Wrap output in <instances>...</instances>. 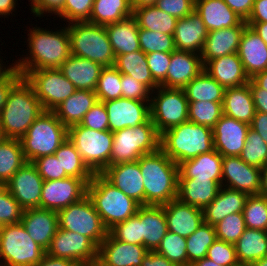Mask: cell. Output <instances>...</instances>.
<instances>
[{
    "label": "cell",
    "mask_w": 267,
    "mask_h": 266,
    "mask_svg": "<svg viewBox=\"0 0 267 266\" xmlns=\"http://www.w3.org/2000/svg\"><path fill=\"white\" fill-rule=\"evenodd\" d=\"M245 22L267 23V0H255L252 11Z\"/></svg>",
    "instance_id": "cell-66"
},
{
    "label": "cell",
    "mask_w": 267,
    "mask_h": 266,
    "mask_svg": "<svg viewBox=\"0 0 267 266\" xmlns=\"http://www.w3.org/2000/svg\"><path fill=\"white\" fill-rule=\"evenodd\" d=\"M144 183V205H163L178 196V165L160 148L138 160Z\"/></svg>",
    "instance_id": "cell-2"
},
{
    "label": "cell",
    "mask_w": 267,
    "mask_h": 266,
    "mask_svg": "<svg viewBox=\"0 0 267 266\" xmlns=\"http://www.w3.org/2000/svg\"><path fill=\"white\" fill-rule=\"evenodd\" d=\"M141 266H176L163 255L156 251H148L143 257Z\"/></svg>",
    "instance_id": "cell-68"
},
{
    "label": "cell",
    "mask_w": 267,
    "mask_h": 266,
    "mask_svg": "<svg viewBox=\"0 0 267 266\" xmlns=\"http://www.w3.org/2000/svg\"><path fill=\"white\" fill-rule=\"evenodd\" d=\"M50 30L37 26L32 29L29 27L28 53L24 58L22 54L20 59L12 62L18 71L59 68L69 58L71 46L67 26L56 29L57 31Z\"/></svg>",
    "instance_id": "cell-1"
},
{
    "label": "cell",
    "mask_w": 267,
    "mask_h": 266,
    "mask_svg": "<svg viewBox=\"0 0 267 266\" xmlns=\"http://www.w3.org/2000/svg\"><path fill=\"white\" fill-rule=\"evenodd\" d=\"M248 84L253 96L256 112L267 114V91L259 88L251 79Z\"/></svg>",
    "instance_id": "cell-64"
},
{
    "label": "cell",
    "mask_w": 267,
    "mask_h": 266,
    "mask_svg": "<svg viewBox=\"0 0 267 266\" xmlns=\"http://www.w3.org/2000/svg\"><path fill=\"white\" fill-rule=\"evenodd\" d=\"M248 196L244 192L221 186L216 198L203 209L204 222L215 226L228 215L243 213Z\"/></svg>",
    "instance_id": "cell-29"
},
{
    "label": "cell",
    "mask_w": 267,
    "mask_h": 266,
    "mask_svg": "<svg viewBox=\"0 0 267 266\" xmlns=\"http://www.w3.org/2000/svg\"><path fill=\"white\" fill-rule=\"evenodd\" d=\"M122 98L150 102L152 91L133 77L122 74L121 77Z\"/></svg>",
    "instance_id": "cell-59"
},
{
    "label": "cell",
    "mask_w": 267,
    "mask_h": 266,
    "mask_svg": "<svg viewBox=\"0 0 267 266\" xmlns=\"http://www.w3.org/2000/svg\"><path fill=\"white\" fill-rule=\"evenodd\" d=\"M237 53L249 78L267 70V44L248 25L241 35Z\"/></svg>",
    "instance_id": "cell-27"
},
{
    "label": "cell",
    "mask_w": 267,
    "mask_h": 266,
    "mask_svg": "<svg viewBox=\"0 0 267 266\" xmlns=\"http://www.w3.org/2000/svg\"><path fill=\"white\" fill-rule=\"evenodd\" d=\"M57 213L59 228L87 236L97 247L108 234L100 215L87 195Z\"/></svg>",
    "instance_id": "cell-12"
},
{
    "label": "cell",
    "mask_w": 267,
    "mask_h": 266,
    "mask_svg": "<svg viewBox=\"0 0 267 266\" xmlns=\"http://www.w3.org/2000/svg\"><path fill=\"white\" fill-rule=\"evenodd\" d=\"M157 0H131V5L133 8L141 5L154 4Z\"/></svg>",
    "instance_id": "cell-75"
},
{
    "label": "cell",
    "mask_w": 267,
    "mask_h": 266,
    "mask_svg": "<svg viewBox=\"0 0 267 266\" xmlns=\"http://www.w3.org/2000/svg\"><path fill=\"white\" fill-rule=\"evenodd\" d=\"M208 31L197 11L178 19L176 22L174 41L176 50L193 52L201 55Z\"/></svg>",
    "instance_id": "cell-26"
},
{
    "label": "cell",
    "mask_w": 267,
    "mask_h": 266,
    "mask_svg": "<svg viewBox=\"0 0 267 266\" xmlns=\"http://www.w3.org/2000/svg\"><path fill=\"white\" fill-rule=\"evenodd\" d=\"M138 27L154 32L174 35L177 18L159 10L154 4L133 8Z\"/></svg>",
    "instance_id": "cell-40"
},
{
    "label": "cell",
    "mask_w": 267,
    "mask_h": 266,
    "mask_svg": "<svg viewBox=\"0 0 267 266\" xmlns=\"http://www.w3.org/2000/svg\"><path fill=\"white\" fill-rule=\"evenodd\" d=\"M43 112L32 86L22 77L11 88L0 112V123L6 139L20 140Z\"/></svg>",
    "instance_id": "cell-3"
},
{
    "label": "cell",
    "mask_w": 267,
    "mask_h": 266,
    "mask_svg": "<svg viewBox=\"0 0 267 266\" xmlns=\"http://www.w3.org/2000/svg\"><path fill=\"white\" fill-rule=\"evenodd\" d=\"M0 73L6 68V66L2 63L3 62V57L0 56Z\"/></svg>",
    "instance_id": "cell-80"
},
{
    "label": "cell",
    "mask_w": 267,
    "mask_h": 266,
    "mask_svg": "<svg viewBox=\"0 0 267 266\" xmlns=\"http://www.w3.org/2000/svg\"><path fill=\"white\" fill-rule=\"evenodd\" d=\"M66 26L70 37L71 55L89 59L103 67L114 65L115 54L105 26L88 21H74Z\"/></svg>",
    "instance_id": "cell-7"
},
{
    "label": "cell",
    "mask_w": 267,
    "mask_h": 266,
    "mask_svg": "<svg viewBox=\"0 0 267 266\" xmlns=\"http://www.w3.org/2000/svg\"><path fill=\"white\" fill-rule=\"evenodd\" d=\"M149 70L153 79L160 84L165 78L171 62V53L152 52L146 54Z\"/></svg>",
    "instance_id": "cell-61"
},
{
    "label": "cell",
    "mask_w": 267,
    "mask_h": 266,
    "mask_svg": "<svg viewBox=\"0 0 267 266\" xmlns=\"http://www.w3.org/2000/svg\"><path fill=\"white\" fill-rule=\"evenodd\" d=\"M7 190V183L0 180V196Z\"/></svg>",
    "instance_id": "cell-78"
},
{
    "label": "cell",
    "mask_w": 267,
    "mask_h": 266,
    "mask_svg": "<svg viewBox=\"0 0 267 266\" xmlns=\"http://www.w3.org/2000/svg\"><path fill=\"white\" fill-rule=\"evenodd\" d=\"M255 0H224V2L244 21L252 11Z\"/></svg>",
    "instance_id": "cell-65"
},
{
    "label": "cell",
    "mask_w": 267,
    "mask_h": 266,
    "mask_svg": "<svg viewBox=\"0 0 267 266\" xmlns=\"http://www.w3.org/2000/svg\"><path fill=\"white\" fill-rule=\"evenodd\" d=\"M246 228L267 231V198L249 195L243 209Z\"/></svg>",
    "instance_id": "cell-50"
},
{
    "label": "cell",
    "mask_w": 267,
    "mask_h": 266,
    "mask_svg": "<svg viewBox=\"0 0 267 266\" xmlns=\"http://www.w3.org/2000/svg\"><path fill=\"white\" fill-rule=\"evenodd\" d=\"M45 253L21 223L1 227L0 257L4 266H35Z\"/></svg>",
    "instance_id": "cell-10"
},
{
    "label": "cell",
    "mask_w": 267,
    "mask_h": 266,
    "mask_svg": "<svg viewBox=\"0 0 267 266\" xmlns=\"http://www.w3.org/2000/svg\"><path fill=\"white\" fill-rule=\"evenodd\" d=\"M39 175L46 180H59L68 177L65 171H62L60 161L55 155L42 156L32 162Z\"/></svg>",
    "instance_id": "cell-57"
},
{
    "label": "cell",
    "mask_w": 267,
    "mask_h": 266,
    "mask_svg": "<svg viewBox=\"0 0 267 266\" xmlns=\"http://www.w3.org/2000/svg\"><path fill=\"white\" fill-rule=\"evenodd\" d=\"M22 74L11 64L0 73V112L11 88L22 78Z\"/></svg>",
    "instance_id": "cell-62"
},
{
    "label": "cell",
    "mask_w": 267,
    "mask_h": 266,
    "mask_svg": "<svg viewBox=\"0 0 267 266\" xmlns=\"http://www.w3.org/2000/svg\"><path fill=\"white\" fill-rule=\"evenodd\" d=\"M222 160L215 149L178 164V179H222Z\"/></svg>",
    "instance_id": "cell-33"
},
{
    "label": "cell",
    "mask_w": 267,
    "mask_h": 266,
    "mask_svg": "<svg viewBox=\"0 0 267 266\" xmlns=\"http://www.w3.org/2000/svg\"><path fill=\"white\" fill-rule=\"evenodd\" d=\"M245 229L243 213H233L215 225L216 238L235 244Z\"/></svg>",
    "instance_id": "cell-52"
},
{
    "label": "cell",
    "mask_w": 267,
    "mask_h": 266,
    "mask_svg": "<svg viewBox=\"0 0 267 266\" xmlns=\"http://www.w3.org/2000/svg\"><path fill=\"white\" fill-rule=\"evenodd\" d=\"M250 125L224 115L212 128L214 149L221 156H239Z\"/></svg>",
    "instance_id": "cell-19"
},
{
    "label": "cell",
    "mask_w": 267,
    "mask_h": 266,
    "mask_svg": "<svg viewBox=\"0 0 267 266\" xmlns=\"http://www.w3.org/2000/svg\"><path fill=\"white\" fill-rule=\"evenodd\" d=\"M20 223L29 236L45 251L50 247L52 238L59 228L58 213L43 208L24 210Z\"/></svg>",
    "instance_id": "cell-23"
},
{
    "label": "cell",
    "mask_w": 267,
    "mask_h": 266,
    "mask_svg": "<svg viewBox=\"0 0 267 266\" xmlns=\"http://www.w3.org/2000/svg\"><path fill=\"white\" fill-rule=\"evenodd\" d=\"M239 157L248 165L263 168L267 165V144L260 135L249 128L247 138Z\"/></svg>",
    "instance_id": "cell-49"
},
{
    "label": "cell",
    "mask_w": 267,
    "mask_h": 266,
    "mask_svg": "<svg viewBox=\"0 0 267 266\" xmlns=\"http://www.w3.org/2000/svg\"><path fill=\"white\" fill-rule=\"evenodd\" d=\"M103 103L108 114L109 130L113 133L141 125L151 118L150 102L118 98Z\"/></svg>",
    "instance_id": "cell-18"
},
{
    "label": "cell",
    "mask_w": 267,
    "mask_h": 266,
    "mask_svg": "<svg viewBox=\"0 0 267 266\" xmlns=\"http://www.w3.org/2000/svg\"><path fill=\"white\" fill-rule=\"evenodd\" d=\"M207 258L221 266H238L235 245L216 239L208 248Z\"/></svg>",
    "instance_id": "cell-55"
},
{
    "label": "cell",
    "mask_w": 267,
    "mask_h": 266,
    "mask_svg": "<svg viewBox=\"0 0 267 266\" xmlns=\"http://www.w3.org/2000/svg\"><path fill=\"white\" fill-rule=\"evenodd\" d=\"M202 71H204V66L201 55L174 50L171 52V62L166 78L159 85L167 88H184Z\"/></svg>",
    "instance_id": "cell-22"
},
{
    "label": "cell",
    "mask_w": 267,
    "mask_h": 266,
    "mask_svg": "<svg viewBox=\"0 0 267 266\" xmlns=\"http://www.w3.org/2000/svg\"><path fill=\"white\" fill-rule=\"evenodd\" d=\"M259 88L267 91V70L255 74L250 78Z\"/></svg>",
    "instance_id": "cell-72"
},
{
    "label": "cell",
    "mask_w": 267,
    "mask_h": 266,
    "mask_svg": "<svg viewBox=\"0 0 267 266\" xmlns=\"http://www.w3.org/2000/svg\"><path fill=\"white\" fill-rule=\"evenodd\" d=\"M35 266H82L81 264L65 258L53 257L47 253Z\"/></svg>",
    "instance_id": "cell-69"
},
{
    "label": "cell",
    "mask_w": 267,
    "mask_h": 266,
    "mask_svg": "<svg viewBox=\"0 0 267 266\" xmlns=\"http://www.w3.org/2000/svg\"><path fill=\"white\" fill-rule=\"evenodd\" d=\"M16 1L18 0H0V17L7 18L12 15L18 4Z\"/></svg>",
    "instance_id": "cell-70"
},
{
    "label": "cell",
    "mask_w": 267,
    "mask_h": 266,
    "mask_svg": "<svg viewBox=\"0 0 267 266\" xmlns=\"http://www.w3.org/2000/svg\"><path fill=\"white\" fill-rule=\"evenodd\" d=\"M154 5L177 19L184 18L195 10V0H157Z\"/></svg>",
    "instance_id": "cell-60"
},
{
    "label": "cell",
    "mask_w": 267,
    "mask_h": 266,
    "mask_svg": "<svg viewBox=\"0 0 267 266\" xmlns=\"http://www.w3.org/2000/svg\"><path fill=\"white\" fill-rule=\"evenodd\" d=\"M155 93V94H154ZM189 102L183 88L158 86L151 93V121L159 134L189 121Z\"/></svg>",
    "instance_id": "cell-11"
},
{
    "label": "cell",
    "mask_w": 267,
    "mask_h": 266,
    "mask_svg": "<svg viewBox=\"0 0 267 266\" xmlns=\"http://www.w3.org/2000/svg\"><path fill=\"white\" fill-rule=\"evenodd\" d=\"M162 206L168 231L180 236L187 238L204 222L203 209L183 203L178 198Z\"/></svg>",
    "instance_id": "cell-24"
},
{
    "label": "cell",
    "mask_w": 267,
    "mask_h": 266,
    "mask_svg": "<svg viewBox=\"0 0 267 266\" xmlns=\"http://www.w3.org/2000/svg\"><path fill=\"white\" fill-rule=\"evenodd\" d=\"M68 139L94 174H101L109 166L113 147L110 130L96 131L76 124L68 128Z\"/></svg>",
    "instance_id": "cell-9"
},
{
    "label": "cell",
    "mask_w": 267,
    "mask_h": 266,
    "mask_svg": "<svg viewBox=\"0 0 267 266\" xmlns=\"http://www.w3.org/2000/svg\"><path fill=\"white\" fill-rule=\"evenodd\" d=\"M54 155L60 161L62 171H65L68 177L93 178L94 173L84 163L80 153L69 139L55 151Z\"/></svg>",
    "instance_id": "cell-43"
},
{
    "label": "cell",
    "mask_w": 267,
    "mask_h": 266,
    "mask_svg": "<svg viewBox=\"0 0 267 266\" xmlns=\"http://www.w3.org/2000/svg\"><path fill=\"white\" fill-rule=\"evenodd\" d=\"M141 245L148 251H156L168 231L162 205L140 206Z\"/></svg>",
    "instance_id": "cell-31"
},
{
    "label": "cell",
    "mask_w": 267,
    "mask_h": 266,
    "mask_svg": "<svg viewBox=\"0 0 267 266\" xmlns=\"http://www.w3.org/2000/svg\"><path fill=\"white\" fill-rule=\"evenodd\" d=\"M188 119L197 125L213 128L223 116V102L188 101Z\"/></svg>",
    "instance_id": "cell-46"
},
{
    "label": "cell",
    "mask_w": 267,
    "mask_h": 266,
    "mask_svg": "<svg viewBox=\"0 0 267 266\" xmlns=\"http://www.w3.org/2000/svg\"><path fill=\"white\" fill-rule=\"evenodd\" d=\"M160 149L177 165L214 150L212 128L187 121L160 134Z\"/></svg>",
    "instance_id": "cell-4"
},
{
    "label": "cell",
    "mask_w": 267,
    "mask_h": 266,
    "mask_svg": "<svg viewBox=\"0 0 267 266\" xmlns=\"http://www.w3.org/2000/svg\"><path fill=\"white\" fill-rule=\"evenodd\" d=\"M221 187V180L178 179L177 198L186 204L204 209L215 198Z\"/></svg>",
    "instance_id": "cell-34"
},
{
    "label": "cell",
    "mask_w": 267,
    "mask_h": 266,
    "mask_svg": "<svg viewBox=\"0 0 267 266\" xmlns=\"http://www.w3.org/2000/svg\"><path fill=\"white\" fill-rule=\"evenodd\" d=\"M133 16L131 0H94L88 22L106 26Z\"/></svg>",
    "instance_id": "cell-41"
},
{
    "label": "cell",
    "mask_w": 267,
    "mask_h": 266,
    "mask_svg": "<svg viewBox=\"0 0 267 266\" xmlns=\"http://www.w3.org/2000/svg\"><path fill=\"white\" fill-rule=\"evenodd\" d=\"M251 266H267V257L254 261Z\"/></svg>",
    "instance_id": "cell-76"
},
{
    "label": "cell",
    "mask_w": 267,
    "mask_h": 266,
    "mask_svg": "<svg viewBox=\"0 0 267 266\" xmlns=\"http://www.w3.org/2000/svg\"><path fill=\"white\" fill-rule=\"evenodd\" d=\"M160 148V134L151 118L141 125L128 127L113 133L111 165L138 161L141 156Z\"/></svg>",
    "instance_id": "cell-8"
},
{
    "label": "cell",
    "mask_w": 267,
    "mask_h": 266,
    "mask_svg": "<svg viewBox=\"0 0 267 266\" xmlns=\"http://www.w3.org/2000/svg\"><path fill=\"white\" fill-rule=\"evenodd\" d=\"M188 101L223 102L225 88L202 71L183 88Z\"/></svg>",
    "instance_id": "cell-42"
},
{
    "label": "cell",
    "mask_w": 267,
    "mask_h": 266,
    "mask_svg": "<svg viewBox=\"0 0 267 266\" xmlns=\"http://www.w3.org/2000/svg\"><path fill=\"white\" fill-rule=\"evenodd\" d=\"M261 169L245 163L239 156H224L222 160L221 186L259 195Z\"/></svg>",
    "instance_id": "cell-16"
},
{
    "label": "cell",
    "mask_w": 267,
    "mask_h": 266,
    "mask_svg": "<svg viewBox=\"0 0 267 266\" xmlns=\"http://www.w3.org/2000/svg\"><path fill=\"white\" fill-rule=\"evenodd\" d=\"M108 233L116 240L141 245L140 207L134 216L114 225Z\"/></svg>",
    "instance_id": "cell-53"
},
{
    "label": "cell",
    "mask_w": 267,
    "mask_h": 266,
    "mask_svg": "<svg viewBox=\"0 0 267 266\" xmlns=\"http://www.w3.org/2000/svg\"><path fill=\"white\" fill-rule=\"evenodd\" d=\"M102 68L97 62L70 55L58 69L77 90L95 91Z\"/></svg>",
    "instance_id": "cell-30"
},
{
    "label": "cell",
    "mask_w": 267,
    "mask_h": 266,
    "mask_svg": "<svg viewBox=\"0 0 267 266\" xmlns=\"http://www.w3.org/2000/svg\"><path fill=\"white\" fill-rule=\"evenodd\" d=\"M223 114L251 125L255 116V104L249 84L226 88L223 99Z\"/></svg>",
    "instance_id": "cell-35"
},
{
    "label": "cell",
    "mask_w": 267,
    "mask_h": 266,
    "mask_svg": "<svg viewBox=\"0 0 267 266\" xmlns=\"http://www.w3.org/2000/svg\"><path fill=\"white\" fill-rule=\"evenodd\" d=\"M246 26V22L243 21L239 26L208 32L201 52L203 66L215 58L237 53L241 35Z\"/></svg>",
    "instance_id": "cell-25"
},
{
    "label": "cell",
    "mask_w": 267,
    "mask_h": 266,
    "mask_svg": "<svg viewBox=\"0 0 267 266\" xmlns=\"http://www.w3.org/2000/svg\"><path fill=\"white\" fill-rule=\"evenodd\" d=\"M215 226L203 222L199 228L186 238L188 266L207 256L208 248L216 240Z\"/></svg>",
    "instance_id": "cell-45"
},
{
    "label": "cell",
    "mask_w": 267,
    "mask_h": 266,
    "mask_svg": "<svg viewBox=\"0 0 267 266\" xmlns=\"http://www.w3.org/2000/svg\"><path fill=\"white\" fill-rule=\"evenodd\" d=\"M30 1L31 12L36 18H42L46 16L47 13L56 15L62 9L65 2V0H29V2Z\"/></svg>",
    "instance_id": "cell-63"
},
{
    "label": "cell",
    "mask_w": 267,
    "mask_h": 266,
    "mask_svg": "<svg viewBox=\"0 0 267 266\" xmlns=\"http://www.w3.org/2000/svg\"><path fill=\"white\" fill-rule=\"evenodd\" d=\"M26 162L20 140L5 139L0 143V180L7 183Z\"/></svg>",
    "instance_id": "cell-44"
},
{
    "label": "cell",
    "mask_w": 267,
    "mask_h": 266,
    "mask_svg": "<svg viewBox=\"0 0 267 266\" xmlns=\"http://www.w3.org/2000/svg\"><path fill=\"white\" fill-rule=\"evenodd\" d=\"M83 266H105V265L102 262H100L98 259H96Z\"/></svg>",
    "instance_id": "cell-77"
},
{
    "label": "cell",
    "mask_w": 267,
    "mask_h": 266,
    "mask_svg": "<svg viewBox=\"0 0 267 266\" xmlns=\"http://www.w3.org/2000/svg\"><path fill=\"white\" fill-rule=\"evenodd\" d=\"M6 139L4 133H3V129L0 123V143L3 142Z\"/></svg>",
    "instance_id": "cell-79"
},
{
    "label": "cell",
    "mask_w": 267,
    "mask_h": 266,
    "mask_svg": "<svg viewBox=\"0 0 267 266\" xmlns=\"http://www.w3.org/2000/svg\"><path fill=\"white\" fill-rule=\"evenodd\" d=\"M105 28L115 57L141 50L139 45V27L133 16L108 24Z\"/></svg>",
    "instance_id": "cell-37"
},
{
    "label": "cell",
    "mask_w": 267,
    "mask_h": 266,
    "mask_svg": "<svg viewBox=\"0 0 267 266\" xmlns=\"http://www.w3.org/2000/svg\"><path fill=\"white\" fill-rule=\"evenodd\" d=\"M24 209L15 200L12 194L6 190L0 196V225L20 223Z\"/></svg>",
    "instance_id": "cell-56"
},
{
    "label": "cell",
    "mask_w": 267,
    "mask_h": 266,
    "mask_svg": "<svg viewBox=\"0 0 267 266\" xmlns=\"http://www.w3.org/2000/svg\"><path fill=\"white\" fill-rule=\"evenodd\" d=\"M19 72L32 86L44 111H53L77 90L58 68Z\"/></svg>",
    "instance_id": "cell-13"
},
{
    "label": "cell",
    "mask_w": 267,
    "mask_h": 266,
    "mask_svg": "<svg viewBox=\"0 0 267 266\" xmlns=\"http://www.w3.org/2000/svg\"><path fill=\"white\" fill-rule=\"evenodd\" d=\"M92 179L66 177L46 180L42 186L40 208L60 211L87 195V184Z\"/></svg>",
    "instance_id": "cell-14"
},
{
    "label": "cell",
    "mask_w": 267,
    "mask_h": 266,
    "mask_svg": "<svg viewBox=\"0 0 267 266\" xmlns=\"http://www.w3.org/2000/svg\"><path fill=\"white\" fill-rule=\"evenodd\" d=\"M234 245L238 263L251 265L267 257V231L246 228Z\"/></svg>",
    "instance_id": "cell-38"
},
{
    "label": "cell",
    "mask_w": 267,
    "mask_h": 266,
    "mask_svg": "<svg viewBox=\"0 0 267 266\" xmlns=\"http://www.w3.org/2000/svg\"><path fill=\"white\" fill-rule=\"evenodd\" d=\"M44 180L32 162H26L7 182V190L26 210L40 208Z\"/></svg>",
    "instance_id": "cell-17"
},
{
    "label": "cell",
    "mask_w": 267,
    "mask_h": 266,
    "mask_svg": "<svg viewBox=\"0 0 267 266\" xmlns=\"http://www.w3.org/2000/svg\"><path fill=\"white\" fill-rule=\"evenodd\" d=\"M260 195L267 198V165L261 168Z\"/></svg>",
    "instance_id": "cell-73"
},
{
    "label": "cell",
    "mask_w": 267,
    "mask_h": 266,
    "mask_svg": "<svg viewBox=\"0 0 267 266\" xmlns=\"http://www.w3.org/2000/svg\"><path fill=\"white\" fill-rule=\"evenodd\" d=\"M191 266H221L211 259L205 257L203 259L195 261Z\"/></svg>",
    "instance_id": "cell-74"
},
{
    "label": "cell",
    "mask_w": 267,
    "mask_h": 266,
    "mask_svg": "<svg viewBox=\"0 0 267 266\" xmlns=\"http://www.w3.org/2000/svg\"><path fill=\"white\" fill-rule=\"evenodd\" d=\"M121 77L114 66L103 67L94 91L97 99L104 102L122 98Z\"/></svg>",
    "instance_id": "cell-47"
},
{
    "label": "cell",
    "mask_w": 267,
    "mask_h": 266,
    "mask_svg": "<svg viewBox=\"0 0 267 266\" xmlns=\"http://www.w3.org/2000/svg\"><path fill=\"white\" fill-rule=\"evenodd\" d=\"M94 0H65L62 9L56 17L71 23L74 21H88L92 11ZM66 19V20H65Z\"/></svg>",
    "instance_id": "cell-54"
},
{
    "label": "cell",
    "mask_w": 267,
    "mask_h": 266,
    "mask_svg": "<svg viewBox=\"0 0 267 266\" xmlns=\"http://www.w3.org/2000/svg\"><path fill=\"white\" fill-rule=\"evenodd\" d=\"M121 74H126L146 85L151 91L160 86L149 70L146 54L142 50L115 57L113 65Z\"/></svg>",
    "instance_id": "cell-39"
},
{
    "label": "cell",
    "mask_w": 267,
    "mask_h": 266,
    "mask_svg": "<svg viewBox=\"0 0 267 266\" xmlns=\"http://www.w3.org/2000/svg\"><path fill=\"white\" fill-rule=\"evenodd\" d=\"M101 175L125 195L144 205V178L138 161L108 166Z\"/></svg>",
    "instance_id": "cell-20"
},
{
    "label": "cell",
    "mask_w": 267,
    "mask_h": 266,
    "mask_svg": "<svg viewBox=\"0 0 267 266\" xmlns=\"http://www.w3.org/2000/svg\"><path fill=\"white\" fill-rule=\"evenodd\" d=\"M87 196L107 230L134 216L141 206L119 188L113 186L101 174H94L87 184Z\"/></svg>",
    "instance_id": "cell-5"
},
{
    "label": "cell",
    "mask_w": 267,
    "mask_h": 266,
    "mask_svg": "<svg viewBox=\"0 0 267 266\" xmlns=\"http://www.w3.org/2000/svg\"><path fill=\"white\" fill-rule=\"evenodd\" d=\"M195 11L201 16L208 32L239 26L244 21L224 0H195Z\"/></svg>",
    "instance_id": "cell-32"
},
{
    "label": "cell",
    "mask_w": 267,
    "mask_h": 266,
    "mask_svg": "<svg viewBox=\"0 0 267 266\" xmlns=\"http://www.w3.org/2000/svg\"><path fill=\"white\" fill-rule=\"evenodd\" d=\"M98 101L96 93L91 90H76L71 96L60 103L53 112L67 127L80 124L84 115Z\"/></svg>",
    "instance_id": "cell-36"
},
{
    "label": "cell",
    "mask_w": 267,
    "mask_h": 266,
    "mask_svg": "<svg viewBox=\"0 0 267 266\" xmlns=\"http://www.w3.org/2000/svg\"><path fill=\"white\" fill-rule=\"evenodd\" d=\"M148 250L114 239L109 233L98 247V260L105 266H141Z\"/></svg>",
    "instance_id": "cell-21"
},
{
    "label": "cell",
    "mask_w": 267,
    "mask_h": 266,
    "mask_svg": "<svg viewBox=\"0 0 267 266\" xmlns=\"http://www.w3.org/2000/svg\"><path fill=\"white\" fill-rule=\"evenodd\" d=\"M204 71L225 89L239 87L250 81L238 53L210 60L204 66Z\"/></svg>",
    "instance_id": "cell-28"
},
{
    "label": "cell",
    "mask_w": 267,
    "mask_h": 266,
    "mask_svg": "<svg viewBox=\"0 0 267 266\" xmlns=\"http://www.w3.org/2000/svg\"><path fill=\"white\" fill-rule=\"evenodd\" d=\"M267 44V23L266 22H246Z\"/></svg>",
    "instance_id": "cell-71"
},
{
    "label": "cell",
    "mask_w": 267,
    "mask_h": 266,
    "mask_svg": "<svg viewBox=\"0 0 267 266\" xmlns=\"http://www.w3.org/2000/svg\"><path fill=\"white\" fill-rule=\"evenodd\" d=\"M250 128L257 132L267 144V114L256 112Z\"/></svg>",
    "instance_id": "cell-67"
},
{
    "label": "cell",
    "mask_w": 267,
    "mask_h": 266,
    "mask_svg": "<svg viewBox=\"0 0 267 266\" xmlns=\"http://www.w3.org/2000/svg\"><path fill=\"white\" fill-rule=\"evenodd\" d=\"M140 49L149 54L152 52L171 53L176 50L174 36L139 28Z\"/></svg>",
    "instance_id": "cell-51"
},
{
    "label": "cell",
    "mask_w": 267,
    "mask_h": 266,
    "mask_svg": "<svg viewBox=\"0 0 267 266\" xmlns=\"http://www.w3.org/2000/svg\"><path fill=\"white\" fill-rule=\"evenodd\" d=\"M68 139V128L53 111H44L20 139L23 154L28 162L55 151Z\"/></svg>",
    "instance_id": "cell-6"
},
{
    "label": "cell",
    "mask_w": 267,
    "mask_h": 266,
    "mask_svg": "<svg viewBox=\"0 0 267 266\" xmlns=\"http://www.w3.org/2000/svg\"><path fill=\"white\" fill-rule=\"evenodd\" d=\"M156 252L166 257L176 266H188L186 237L167 231Z\"/></svg>",
    "instance_id": "cell-48"
},
{
    "label": "cell",
    "mask_w": 267,
    "mask_h": 266,
    "mask_svg": "<svg viewBox=\"0 0 267 266\" xmlns=\"http://www.w3.org/2000/svg\"><path fill=\"white\" fill-rule=\"evenodd\" d=\"M46 253L82 266L98 259V247L87 236L61 228H58Z\"/></svg>",
    "instance_id": "cell-15"
},
{
    "label": "cell",
    "mask_w": 267,
    "mask_h": 266,
    "mask_svg": "<svg viewBox=\"0 0 267 266\" xmlns=\"http://www.w3.org/2000/svg\"><path fill=\"white\" fill-rule=\"evenodd\" d=\"M80 125L96 131L109 130L108 114L104 103L98 100L84 115Z\"/></svg>",
    "instance_id": "cell-58"
}]
</instances>
